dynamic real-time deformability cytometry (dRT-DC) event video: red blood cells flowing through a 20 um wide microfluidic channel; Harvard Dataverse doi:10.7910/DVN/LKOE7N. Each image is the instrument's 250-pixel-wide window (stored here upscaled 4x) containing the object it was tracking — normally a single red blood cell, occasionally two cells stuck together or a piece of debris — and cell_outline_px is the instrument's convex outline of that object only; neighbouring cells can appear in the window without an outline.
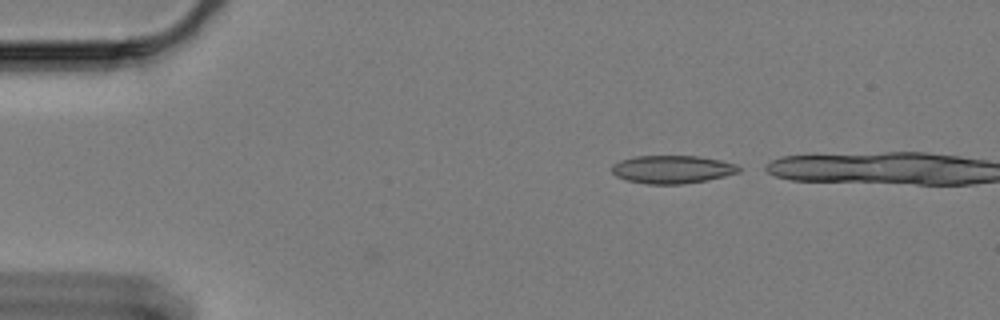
{"species": "Egyptian fruit bat (a non-hibernating species)", "species_latin": "Rousettus aegyptiacus", "temperature_condition": "cold", "stored_images_in_passage": 13, "camera_frame_rate_fps": 3000, "um_per_image_px": 0.085, "animal": {"sex": "female"}, "frame": {"image": 1, "passage_image": 1, "time_ms": 0.0, "image_size_px": [1000, 320], "cell_outline_px": [[740, 172], [708, 180], [684, 184], [648, 184], [628, 180], [616, 176], [612, 172], [612, 164], [620, 160], [636, 156], [696, 156], [720, 160], [736, 164], [740, 168]], "centroid_in_image_um": [57.14, 14.4], "position_along_channel_um": 27.9, "area_um2": 20.69}}
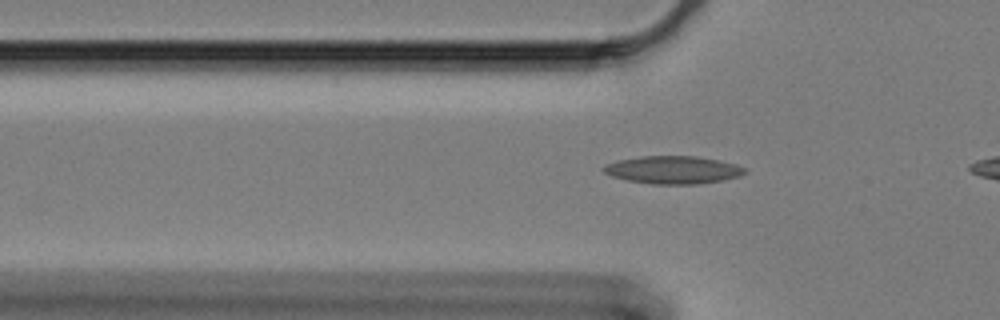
{"frame": {"image": 2, "passage_image": 10, "time_ms": 3.0, "image_size_px": [1000, 320], "cell_outline_px": [[748, 172], [740, 176], [724, 180], [700, 184], [652, 184], [628, 180], [612, 176], [604, 172], [600, 168], [604, 164], [616, 160], [640, 156], [696, 156], [736, 164], [744, 168]], "centroid_in_image_um": [57.18, 14.44], "position_along_channel_um": 68.6, "area_um2": 23.0}}